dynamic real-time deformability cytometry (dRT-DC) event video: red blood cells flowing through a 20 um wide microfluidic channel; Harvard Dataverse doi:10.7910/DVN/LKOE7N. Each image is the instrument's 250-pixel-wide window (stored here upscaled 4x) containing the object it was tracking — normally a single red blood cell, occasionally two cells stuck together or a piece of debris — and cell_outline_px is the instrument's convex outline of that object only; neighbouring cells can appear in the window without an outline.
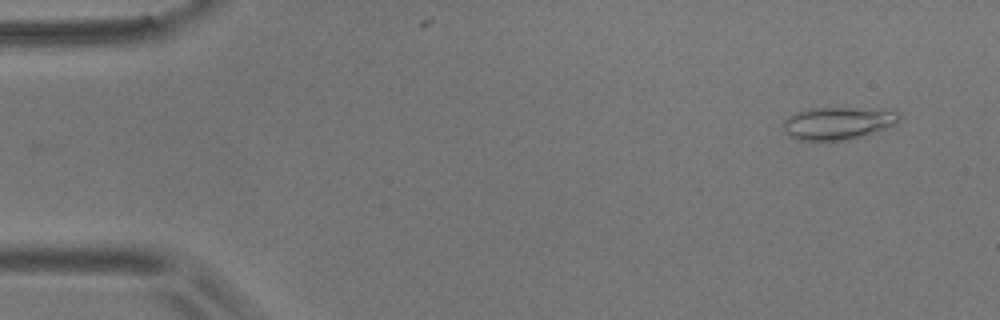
{"species": "common noctule bat (a hibernating species)", "species_latin": "Nyctalus noctula", "temperature_condition": "room temperature", "stored_images_in_passage": 52, "camera_frame_rate_fps": 3000, "um_per_image_px": 0.085, "animal": {"sex": "male", "body_mass_g": 17.9}, "frame": {"image": 1, "passage_image": 1, "time_ms": 0.0, "image_size_px": [1000, 320], "cell_outline_px": [[900, 120], [896, 124], [888, 128], [864, 136], [844, 140], [796, 140], [788, 136], [784, 132], [780, 124], [788, 116], [804, 108], [896, 108], [900, 112]], "centroid_in_image_um": [71.26, 10.45], "position_along_channel_um": 13.7, "area_um2": 22.89}}
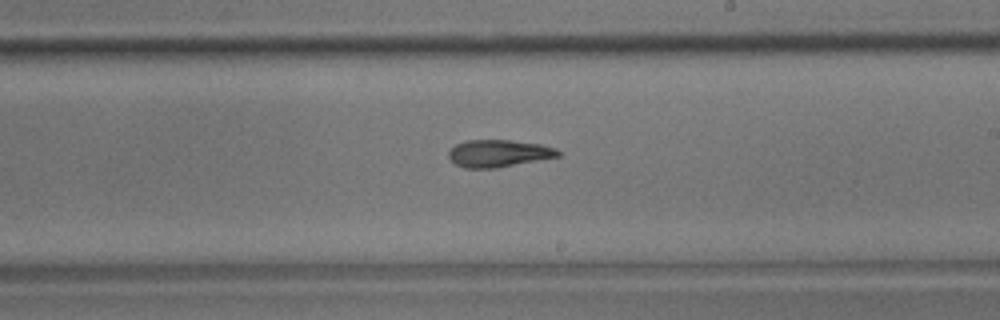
{"frame": {"image": 2, "passage_image": 29, "time_ms": 9.333, "image_size_px": [1000, 320], "cell_outline_px": [[560, 156], [496, 168], [464, 168], [456, 164], [448, 156], [448, 152], [456, 144], [468, 140], [508, 140], [540, 144], [556, 148], [560, 152]], "centroid_in_image_um": [42.38, 13.04], "position_along_channel_um": 246.6, "area_um2": 17.22}}
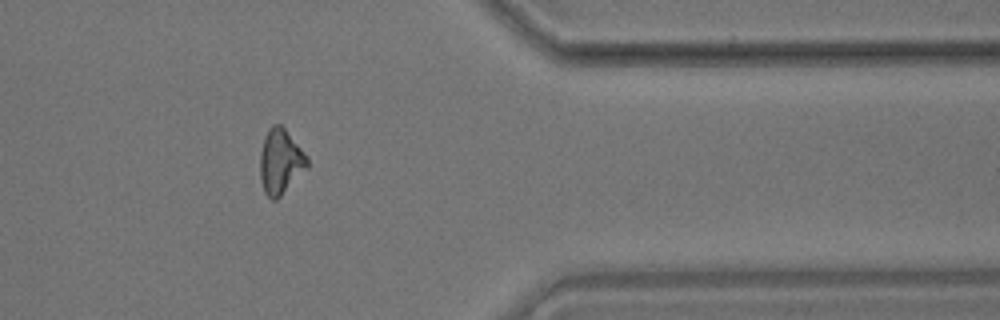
{"frame": {"image": 3, "passage_image": 42, "time_ms": 13.667, "image_size_px": [1000, 320], "cell_outline_px": [[308, 168], [276, 200], [272, 200], [264, 192], [260, 180], [260, 152], [264, 136], [268, 128], [272, 124], [280, 124], [284, 128], [308, 156]], "centroid_in_image_um": [23.83, 13.73], "position_along_channel_um": 387.6, "area_um2": 17.98}}